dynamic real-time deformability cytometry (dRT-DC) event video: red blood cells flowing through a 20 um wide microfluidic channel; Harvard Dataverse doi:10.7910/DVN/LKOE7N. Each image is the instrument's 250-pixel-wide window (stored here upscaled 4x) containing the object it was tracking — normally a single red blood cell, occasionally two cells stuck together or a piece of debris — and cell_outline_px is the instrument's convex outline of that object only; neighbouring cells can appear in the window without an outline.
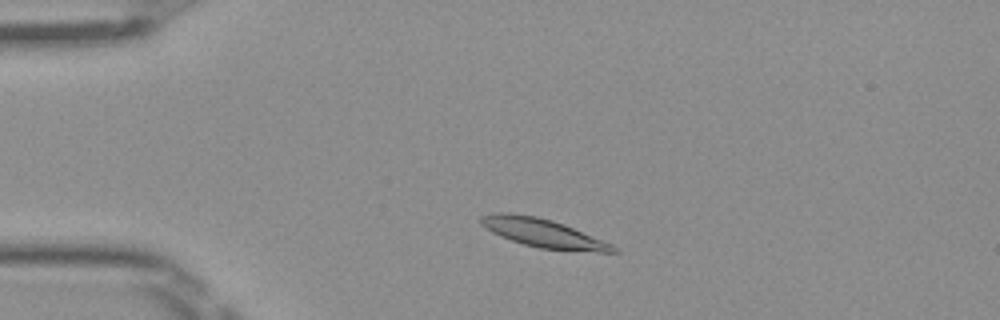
{"species": "Egyptian fruit bat (a non-hibernating species)", "species_latin": "Rousettus aegyptiacus", "temperature_condition": "room temperature", "stored_images_in_passage": 46, "camera_frame_rate_fps": 3000, "um_per_image_px": 0.085, "frame": {"image": 1, "passage_image": 7, "time_ms": 2.0, "image_size_px": [1000, 320], "cell_outline_px": [[620, 252], [596, 252], [540, 248], [524, 244], [500, 236], [492, 232], [480, 224], [480, 216], [492, 212], [512, 212], [536, 216], [552, 220], [564, 224], [612, 244], [620, 248]], "centroid_in_image_um": [46.16, 19.8], "position_along_channel_um": 38.8, "area_um2": 22.08}}
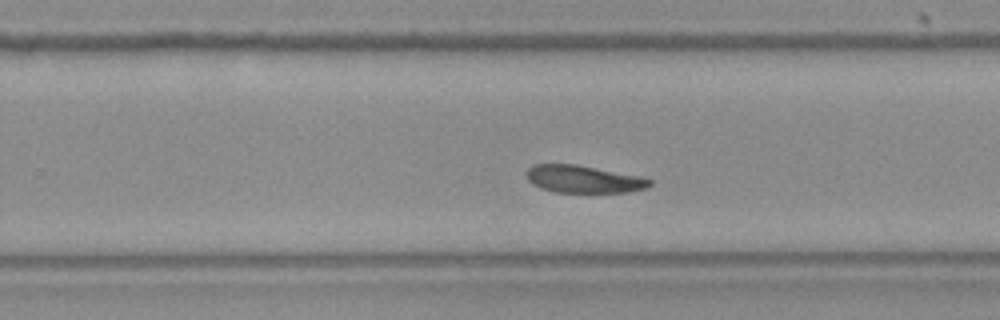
{"frame": {"image": 2, "passage_image": 28, "time_ms": 9.0, "image_size_px": [1000, 320], "cell_outline_px": [[652, 184], [648, 188], [628, 192], [556, 192], [540, 188], [532, 184], [528, 180], [524, 172], [532, 164], [576, 164], [640, 176], [652, 180]], "centroid_in_image_um": [49.58, 15.22], "position_along_channel_um": 280.2, "area_um2": 19.88}}
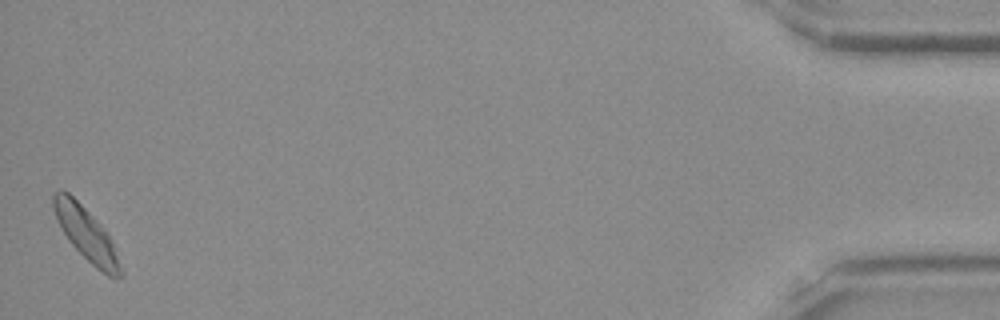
{"frame": {"image": 3, "passage_image": 46, "time_ms": 15.0, "image_size_px": [1000, 320], "cell_outline_px": [[124, 276], [116, 280], [108, 276], [96, 268], [68, 240], [56, 220], [52, 204], [52, 192], [60, 188], [68, 192], [108, 232], [124, 272]], "centroid_in_image_um": [7.34, 19.91], "position_along_channel_um": 427.9, "area_um2": 20.81}, "authors_computed_cell_mechanics": {"area_um2": 21.0392, "velocity_mm_per_s": 3.9617, "shape_relaxation_time_tau1_ms": 1.7964, "shape_relaxation_time_tau2_ms": null, "deformation_change_tau1": 0.0851, "deformation_change_tau2": null}}